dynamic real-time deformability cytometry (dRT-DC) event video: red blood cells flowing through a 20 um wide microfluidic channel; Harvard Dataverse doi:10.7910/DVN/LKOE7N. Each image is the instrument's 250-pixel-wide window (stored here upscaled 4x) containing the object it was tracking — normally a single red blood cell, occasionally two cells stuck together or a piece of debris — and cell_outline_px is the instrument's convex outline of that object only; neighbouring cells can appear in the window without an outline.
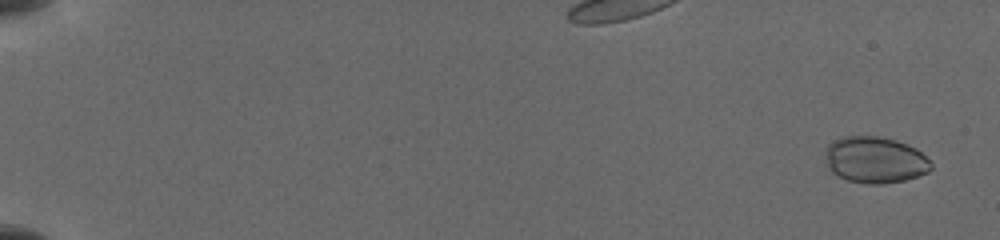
{"species": "common noctule bat (a hibernating species)", "species_latin": "Nyctalus noctula", "temperature_condition": "cold", "stored_images_in_passage": 40, "camera_frame_rate_fps": 3000, "um_per_image_px": 0.085, "animal": {"sex": "female", "body_mass_g": 19.5, "forearm_length_mm": 54.1}, "frame": {"image": 1, "passage_image": 1, "time_ms": 0.0, "image_size_px": [1000, 240], "cell_outline_px": [[932, 168], [928, 172], [904, 180], [884, 184], [868, 184], [848, 180], [832, 172], [828, 164], [824, 152], [824, 148], [828, 144], [844, 136], [876, 136], [896, 140], [916, 148], [932, 164]], "centroid_in_image_um": [74.37, 13.58], "position_along_channel_um": 10.6, "area_um2": 28.44}}
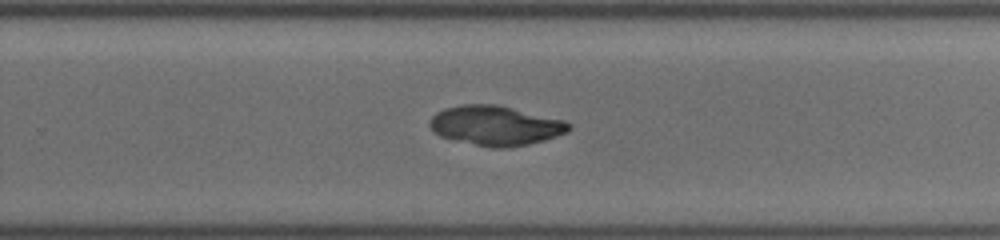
{"frame": {"image": 2, "passage_image": 24, "time_ms": 11.667, "image_size_px": [1000, 240], "cell_outline_px": [[572, 128], [568, 132], [544, 140], [528, 144], [508, 148], [492, 148], [456, 140], [440, 136], [428, 124], [432, 116], [436, 112], [444, 108], [460, 104], [496, 104], [564, 120], [572, 124]], "centroid_in_image_um": [42.13, 10.67], "position_along_channel_um": 287.7, "area_um2": 32.14}}
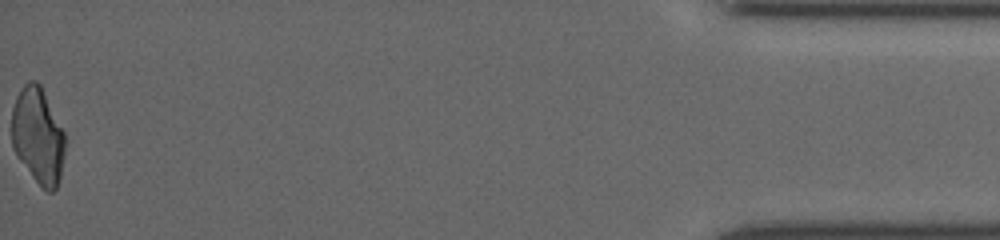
{"frame": {"image": 3, "passage_image": 40, "time_ms": 17.333, "image_size_px": [1000, 240], "cell_outline_px": [[64, 152], [60, 176], [56, 188], [52, 192], [48, 192], [32, 176], [16, 156], [12, 144], [12, 108], [16, 96], [24, 84], [28, 80], [36, 80], [40, 84], [64, 132]], "centroid_in_image_um": [3.2, 11.51], "position_along_channel_um": 432.0, "area_um2": 29.59}}